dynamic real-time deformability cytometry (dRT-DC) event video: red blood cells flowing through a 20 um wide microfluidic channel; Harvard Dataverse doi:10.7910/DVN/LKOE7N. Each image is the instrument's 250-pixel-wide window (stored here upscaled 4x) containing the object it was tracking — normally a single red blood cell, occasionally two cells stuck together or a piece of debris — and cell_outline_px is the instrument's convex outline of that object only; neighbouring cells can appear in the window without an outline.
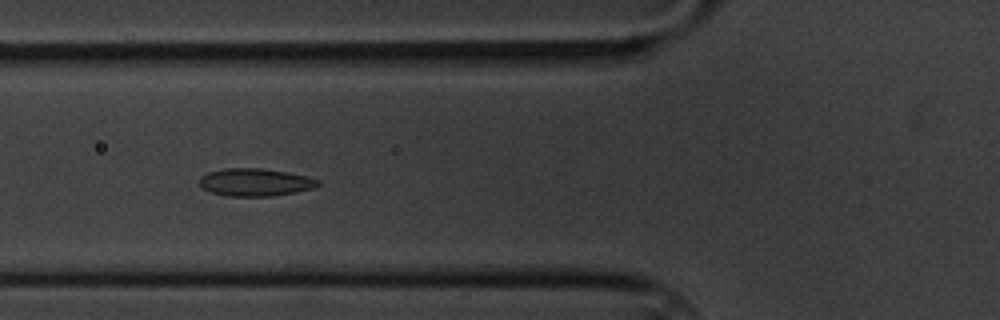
{"species": "common noctule bat (a hibernating species)", "species_latin": "Nyctalus noctula", "temperature_condition": "cold", "stored_images_in_passage": 7, "camera_frame_rate_fps": 3000, "um_per_image_px": 0.085, "animal": {"sex": "male", "body_mass_g": 20.1, "forearm_length_mm": 53.5}, "frame": {"image": 1, "passage_image": 6, "time_ms": 5.667, "image_size_px": [1000, 320], "cell_outline_px": [[320, 184], [316, 188], [296, 192], [272, 196], [228, 196], [212, 192], [204, 188], [200, 184], [200, 176], [208, 172], [224, 168], [260, 168], [288, 172], [308, 176], [320, 180]], "centroid_in_image_um": [21.74, 15.48], "position_along_channel_um": 104.1, "area_um2": 19.19}}
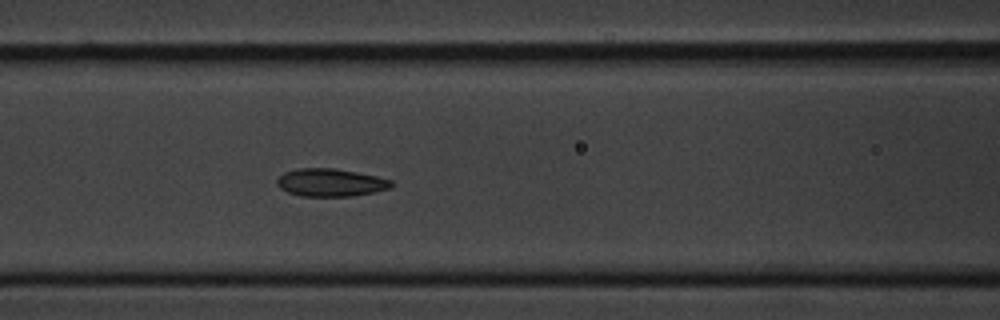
{"frame": {"image": 2, "passage_image": 7, "time_ms": 6.667, "image_size_px": [1000, 320], "cell_outline_px": [[392, 184], [388, 188], [372, 192], [352, 196], [300, 196], [288, 192], [280, 188], [276, 184], [276, 180], [284, 172], [300, 168], [336, 168], [376, 176], [392, 180]], "centroid_in_image_um": [28.05, 15.51], "position_along_channel_um": 138.5, "area_um2": 18.38}}